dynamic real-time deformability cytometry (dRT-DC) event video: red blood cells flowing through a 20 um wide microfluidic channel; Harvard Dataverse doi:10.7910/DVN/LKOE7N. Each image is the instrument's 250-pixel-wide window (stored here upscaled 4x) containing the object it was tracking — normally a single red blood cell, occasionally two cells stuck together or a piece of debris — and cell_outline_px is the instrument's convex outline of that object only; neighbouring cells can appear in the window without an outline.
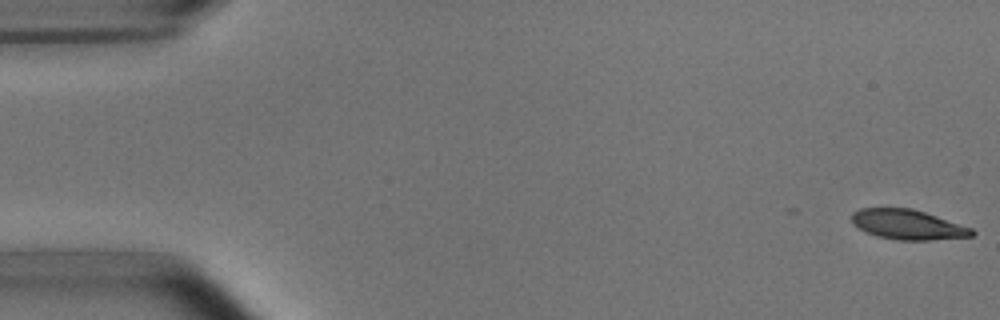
{"species": "common noctule bat (a hibernating species)", "species_latin": "Nyctalus noctula", "temperature_condition": "room temperature", "stored_images_in_passage": 43, "camera_frame_rate_fps": 3000, "um_per_image_px": 0.085, "animal": {"sex": "male", "body_mass_g": 15.6}, "frame": {"image": 1, "passage_image": 1, "time_ms": 0.0, "image_size_px": [1000, 320], "cell_outline_px": [[976, 232], [972, 236], [928, 240], [896, 240], [876, 236], [852, 224], [852, 212], [860, 208], [912, 208], [972, 228]], "centroid_in_image_um": [77.14, 19.09], "position_along_channel_um": 7.9, "area_um2": 20.75}}
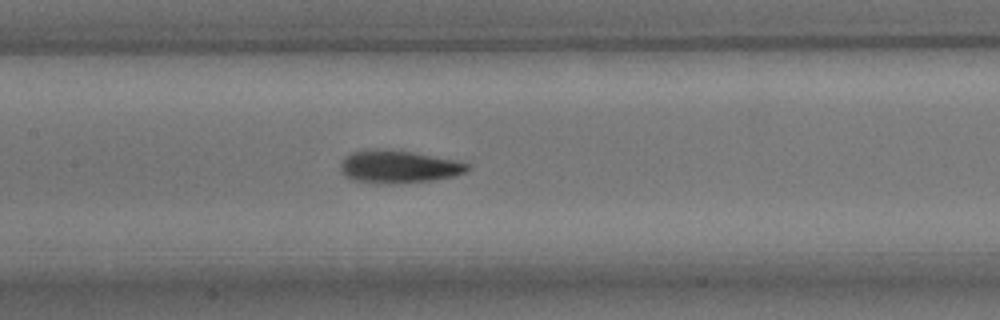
{"frame": {"image": 2, "passage_image": 25, "time_ms": 8.0, "image_size_px": [1000, 320], "cell_outline_px": [[472, 168], [464, 172], [452, 176], [432, 180], [396, 184], [380, 184], [356, 180], [344, 176], [340, 168], [340, 164], [344, 156], [352, 152], [364, 148], [380, 148], [412, 152], [456, 160], [472, 164]], "centroid_in_image_um": [33.85, 14.16], "position_along_channel_um": 173.5, "area_um2": 24.57}}
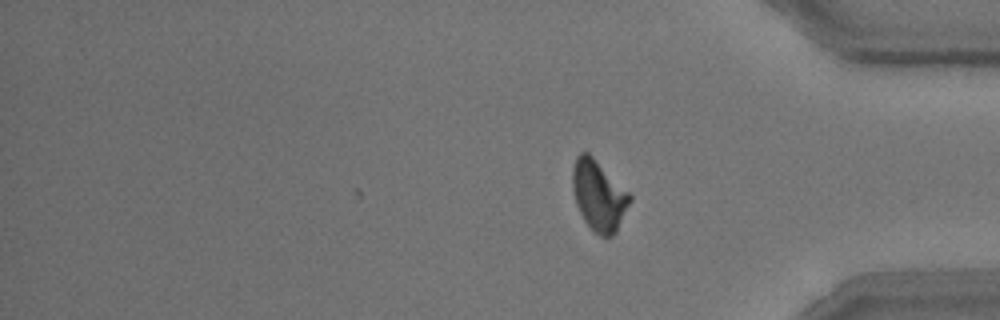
{"frame": {"image": 3, "passage_image": 43, "time_ms": 14.0, "image_size_px": [1000, 320], "cell_outline_px": [[632, 200], [616, 232], [612, 236], [600, 236], [584, 220], [576, 204], [572, 184], [572, 168], [576, 156], [580, 152], [588, 152], [632, 196]], "centroid_in_image_um": [50.89, 16.61], "position_along_channel_um": 384.3, "area_um2": 23.18}, "authors_computed_cell_mechanics": {"area_um2": 23.1778, "velocity_mm_per_s": 3.7426, "shape_relaxation_time_tau1_ms": 2.9801, "shape_relaxation_time_tau2_ms": 1.9763, "deformation_change_tau1": 0.1483, "deformation_change_tau2": 0.0636}}